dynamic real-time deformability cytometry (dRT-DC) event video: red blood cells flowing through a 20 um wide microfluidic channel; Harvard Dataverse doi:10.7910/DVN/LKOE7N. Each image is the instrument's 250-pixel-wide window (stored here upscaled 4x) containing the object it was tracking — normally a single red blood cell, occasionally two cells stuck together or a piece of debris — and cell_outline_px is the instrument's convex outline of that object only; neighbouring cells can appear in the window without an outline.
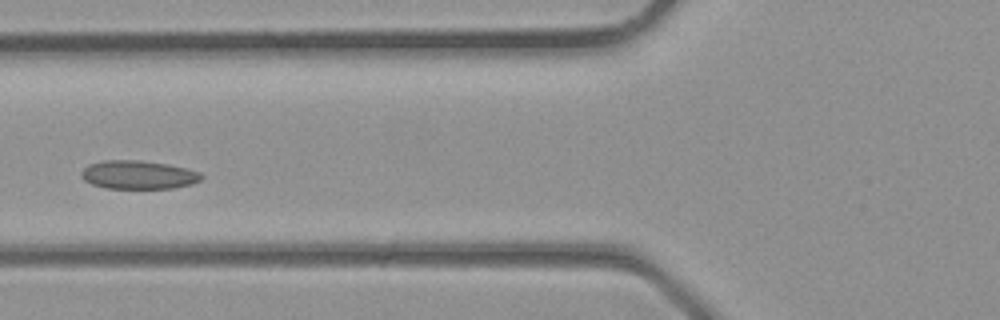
{"species": "common noctule bat (a hibernating species)", "species_latin": "Nyctalus noctula", "temperature_condition": "room temperature", "stored_images_in_passage": 3, "camera_frame_rate_fps": 3000, "um_per_image_px": 0.085, "animal": {"sex": "male", "body_mass_g": 23.1, "forearm_length_mm": 52.7}, "frame": {"image": 1, "passage_image": 3, "time_ms": 0.667, "image_size_px": [1000, 320], "cell_outline_px": [[204, 176], [200, 180], [192, 184], [172, 188], [104, 188], [92, 184], [84, 180], [80, 176], [80, 172], [88, 164], [104, 160], [140, 160], [168, 164], [188, 168], [200, 172]], "centroid_in_image_um": [11.75, 14.85], "position_along_channel_um": 114.0, "area_um2": 20.11}}